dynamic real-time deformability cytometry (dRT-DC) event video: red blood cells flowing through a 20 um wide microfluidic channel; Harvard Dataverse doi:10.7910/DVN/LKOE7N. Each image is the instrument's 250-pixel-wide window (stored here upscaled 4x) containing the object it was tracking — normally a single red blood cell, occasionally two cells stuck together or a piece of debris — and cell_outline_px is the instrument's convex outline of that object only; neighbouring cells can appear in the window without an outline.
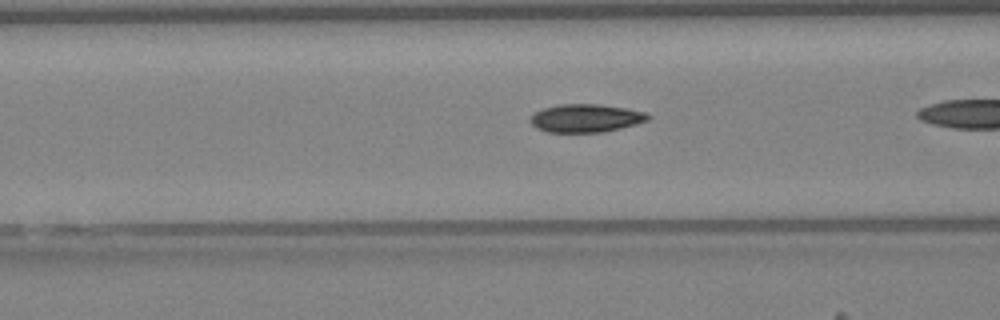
{"species": "Egyptian fruit bat (a non-hibernating species)", "species_latin": "Rousettus aegyptiacus", "temperature_condition": "warm", "stored_images_in_passage": 29, "camera_frame_rate_fps": 3000, "um_per_image_px": 0.085, "animal": {"sex": "female"}, "frame": {"image": 1, "passage_image": 9, "time_ms": 2.667, "image_size_px": [1000, 320], "cell_outline_px": [[652, 116], [648, 120], [636, 124], [620, 128], [600, 132], [548, 132], [536, 128], [528, 120], [532, 112], [544, 108], [560, 104], [600, 104], [648, 112]], "centroid_in_image_um": [49.78, 10.04], "position_along_channel_um": 116.8, "area_um2": 19.42}}